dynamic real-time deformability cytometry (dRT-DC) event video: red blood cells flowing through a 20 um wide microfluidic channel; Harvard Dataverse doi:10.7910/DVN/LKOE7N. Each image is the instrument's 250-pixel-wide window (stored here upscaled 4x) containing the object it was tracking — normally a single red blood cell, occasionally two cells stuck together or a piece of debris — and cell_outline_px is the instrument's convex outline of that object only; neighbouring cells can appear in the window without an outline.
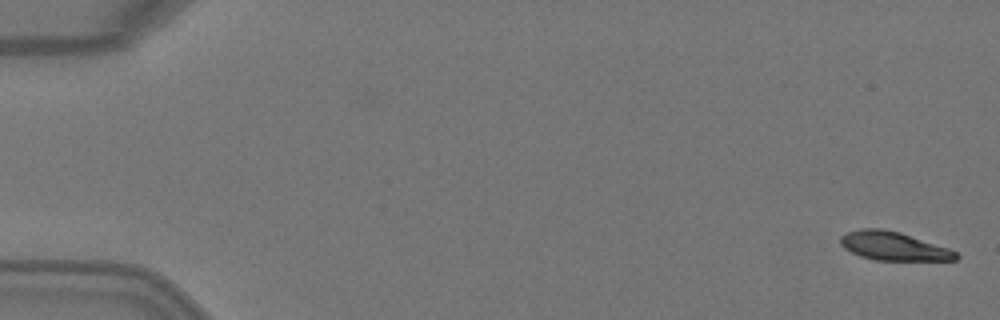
{"species": "Egyptian fruit bat (a non-hibernating species)", "species_latin": "Rousettus aegyptiacus", "temperature_condition": "warm", "stored_images_in_passage": 6, "camera_frame_rate_fps": 3000, "um_per_image_px": 0.085, "animal": {"sex": "female"}, "frame": {"image": 1, "passage_image": 1, "time_ms": 0.0, "image_size_px": [1000, 320], "cell_outline_px": [[960, 256], [956, 260], [876, 260], [860, 256], [844, 248], [840, 244], [840, 236], [848, 232], [860, 228], [880, 228], [900, 232], [948, 248], [956, 252]], "centroid_in_image_um": [75.93, 20.91], "position_along_channel_um": 9.1, "area_um2": 19.13}}
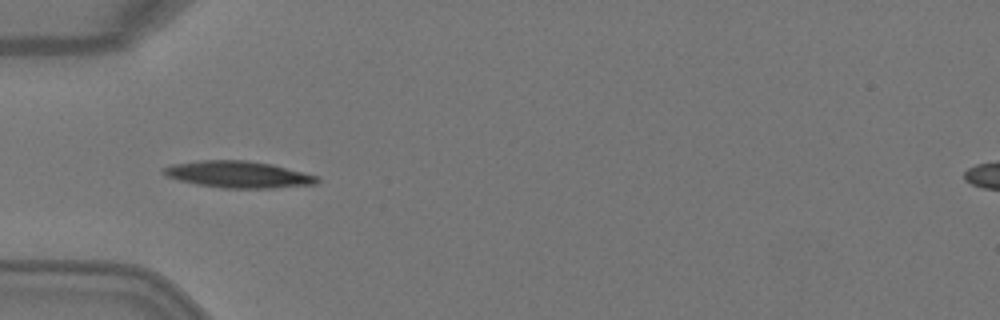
{"frame": {"image": 2, "passage_image": 4, "time_ms": 1.0, "image_size_px": [1000, 320], "cell_outline_px": [[320, 180], [316, 184], [272, 188], [220, 188], [196, 184], [164, 176], [160, 172], [160, 168], [172, 164], [200, 160], [248, 160], [272, 164], [316, 176]], "centroid_in_image_um": [20.17, 14.82], "position_along_channel_um": 64.8, "area_um2": 23.99}}
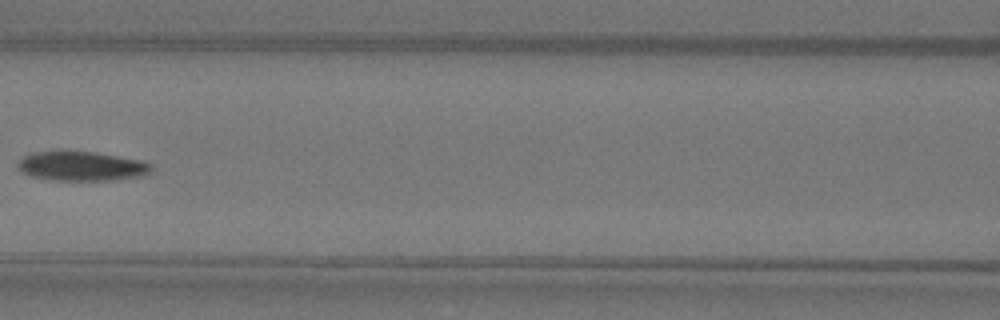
{"frame": {"image": 3, "passage_image": 6, "time_ms": 1.667, "image_size_px": [1000, 320], "cell_outline_px": [[152, 172], [144, 176], [116, 180], [48, 180], [32, 176], [20, 172], [16, 164], [24, 156], [32, 152], [96, 152], [144, 160], [152, 164]], "centroid_in_image_um": [6.99, 14.13], "position_along_channel_um": 159.6, "area_um2": 23.12}}